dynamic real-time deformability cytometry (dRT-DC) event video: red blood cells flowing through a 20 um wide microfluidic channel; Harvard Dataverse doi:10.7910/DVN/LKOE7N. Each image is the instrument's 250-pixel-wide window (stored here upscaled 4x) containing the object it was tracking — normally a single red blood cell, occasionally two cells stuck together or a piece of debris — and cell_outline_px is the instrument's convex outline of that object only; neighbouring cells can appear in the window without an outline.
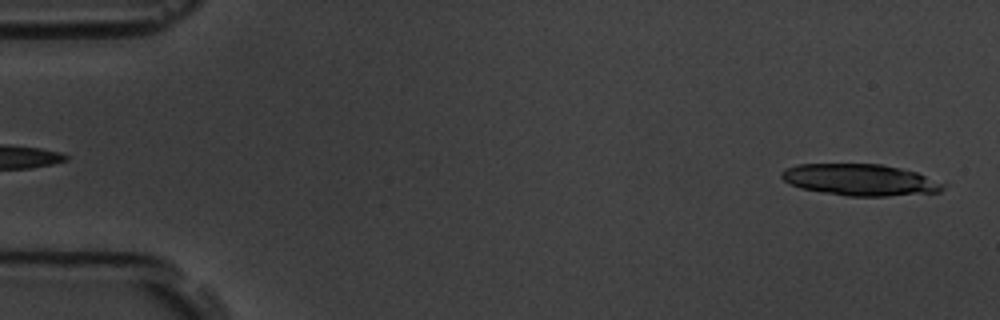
{"species": "common noctule bat (a hibernating species)", "species_latin": "Nyctalus noctula", "temperature_condition": "room temperature", "stored_images_in_passage": 5, "segment_of_instrument_passage": [2, 2], "camera_frame_rate_fps": 3000, "um_per_image_px": 0.085, "animal": {"sex": "male", "body_mass_g": 19.5, "forearm_length_mm": 54.6}, "frame": {"image": 1, "passage_image": 5, "time_ms": 4.333, "image_size_px": [1000, 320], "cell_outline_px": [[944, 188], [940, 192], [888, 196], [848, 196], [800, 188], [788, 184], [780, 176], [780, 172], [784, 168], [796, 164], [880, 164], [900, 168], [916, 172], [944, 184]], "centroid_in_image_um": [73.05, 15.28], "position_along_channel_um": 12.0, "area_um2": 29.65}}